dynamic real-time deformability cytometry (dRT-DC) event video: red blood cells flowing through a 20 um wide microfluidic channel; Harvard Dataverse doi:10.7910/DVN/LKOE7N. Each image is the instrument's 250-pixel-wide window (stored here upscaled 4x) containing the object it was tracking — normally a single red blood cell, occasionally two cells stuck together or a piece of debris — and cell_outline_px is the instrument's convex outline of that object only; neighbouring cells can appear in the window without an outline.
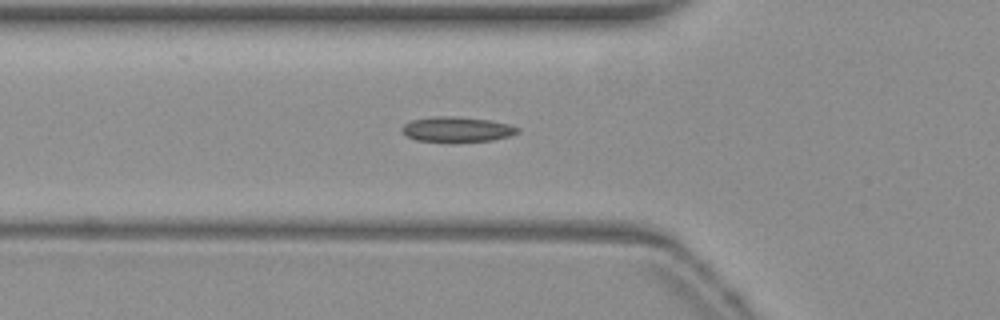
{"species": "common noctule bat (a hibernating species)", "species_latin": "Nyctalus noctula", "temperature_condition": "warm", "stored_images_in_passage": 32, "camera_frame_rate_fps": 3000, "um_per_image_px": 0.085, "animal": {"sex": "female", "body_mass_g": 19.3, "forearm_length_mm": 54.1}, "frame": {"image": 1, "passage_image": 2, "time_ms": 0.333, "image_size_px": [1000, 320], "cell_outline_px": [[520, 132], [508, 136], [492, 140], [452, 144], [416, 140], [400, 132], [400, 128], [404, 124], [412, 120], [432, 116], [456, 116], [492, 120], [508, 124], [520, 128]], "centroid_in_image_um": [38.81, 11.02], "position_along_channel_um": 87.0, "area_um2": 17.69}}
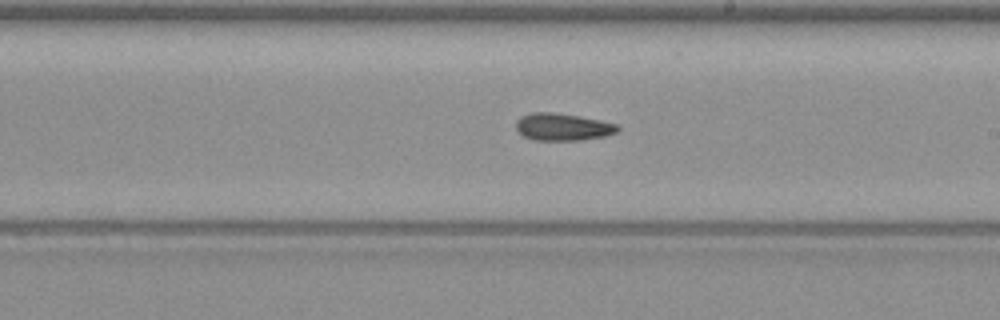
{"frame": {"image": 2, "passage_image": 14, "time_ms": 4.333, "image_size_px": [1000, 320], "cell_outline_px": [[620, 128], [616, 132], [604, 136], [580, 140], [532, 140], [524, 136], [516, 128], [516, 120], [520, 116], [532, 112], [552, 112], [600, 120], [620, 124]], "centroid_in_image_um": [47.82, 10.78], "position_along_channel_um": 241.2, "area_um2": 16.13}}
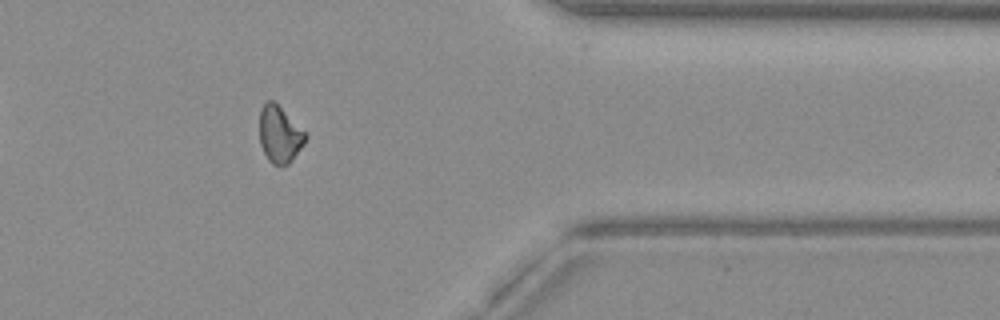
{"frame": {"image": 3, "passage_image": 27, "time_ms": 8.667, "image_size_px": [1000, 320], "cell_outline_px": [[308, 136], [304, 144], [292, 160], [288, 164], [280, 168], [272, 164], [268, 160], [260, 144], [260, 108], [268, 100], [272, 100]], "centroid_in_image_um": [23.75, 11.49], "position_along_channel_um": 387.6, "area_um2": 14.97}}